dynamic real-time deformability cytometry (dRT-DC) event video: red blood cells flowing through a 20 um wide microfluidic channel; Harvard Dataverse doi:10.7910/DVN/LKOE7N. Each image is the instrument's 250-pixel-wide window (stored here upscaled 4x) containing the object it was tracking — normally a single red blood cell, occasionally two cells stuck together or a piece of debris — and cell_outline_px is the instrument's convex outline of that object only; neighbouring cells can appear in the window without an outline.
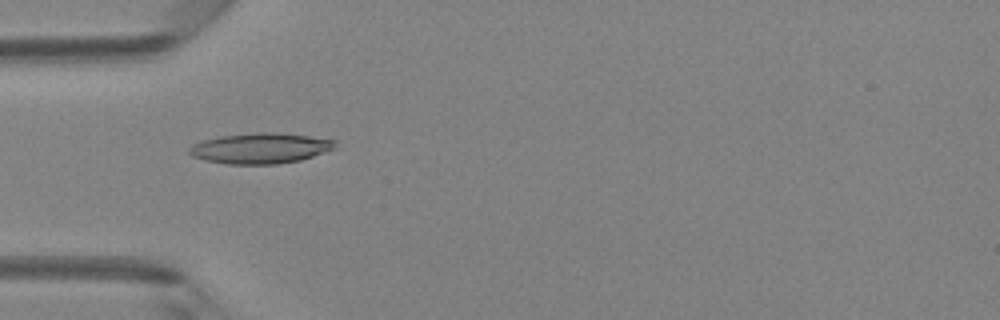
{"species": "Egyptian fruit bat (a non-hibernating species)", "species_latin": "Rousettus aegyptiacus", "temperature_condition": "room temperature", "stored_images_in_passage": 48, "camera_frame_rate_fps": 3000, "um_per_image_px": 0.085, "animal": {"sex": "female"}, "frame": {"image": 1, "passage_image": 15, "time_ms": 4.667, "image_size_px": [1000, 320], "cell_outline_px": [[336, 148], [300, 160], [276, 164], [228, 164], [204, 160], [192, 156], [188, 152], [188, 148], [192, 144], [204, 140], [220, 136], [256, 132], [276, 132], [308, 136], [336, 140]], "centroid_in_image_um": [22.11, 12.6], "position_along_channel_um": 62.9, "area_um2": 25.95}}
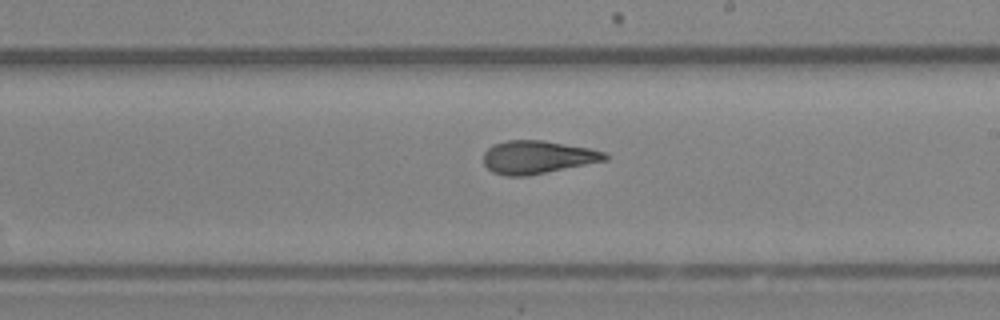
{"frame": {"image": 2, "passage_image": 28, "time_ms": 9.0, "image_size_px": [1000, 320], "cell_outline_px": [[608, 160], [528, 176], [504, 176], [492, 172], [484, 164], [484, 152], [492, 144], [508, 140], [544, 140], [588, 148], [604, 152], [608, 156]], "centroid_in_image_um": [45.66, 13.36], "position_along_channel_um": 243.3, "area_um2": 23.47}}
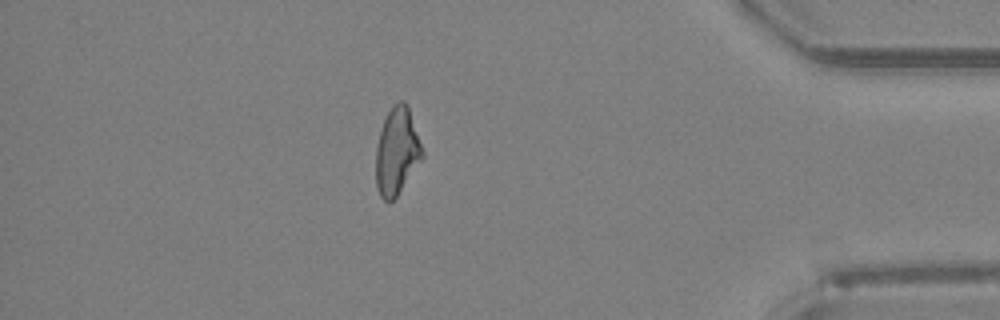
{"frame": {"image": 3, "passage_image": 42, "time_ms": 13.667, "image_size_px": [1000, 320], "cell_outline_px": [[424, 156], [396, 196], [392, 200], [384, 200], [380, 196], [376, 184], [376, 148], [380, 132], [384, 120], [392, 104], [400, 100], [404, 100], [408, 104], [424, 152]], "centroid_in_image_um": [33.74, 12.81], "position_along_channel_um": 401.5, "area_um2": 23.41}, "authors_computed_cell_mechanics": {"area_um2": 23.8136, "velocity_mm_per_s": 4.211, "shape_relaxation_time_tau1_ms": 7.5653, "shape_relaxation_time_tau2_ms": 2.0047, "deformation_change_tau1": 0.2207, "deformation_change_tau2": 0.1111}}